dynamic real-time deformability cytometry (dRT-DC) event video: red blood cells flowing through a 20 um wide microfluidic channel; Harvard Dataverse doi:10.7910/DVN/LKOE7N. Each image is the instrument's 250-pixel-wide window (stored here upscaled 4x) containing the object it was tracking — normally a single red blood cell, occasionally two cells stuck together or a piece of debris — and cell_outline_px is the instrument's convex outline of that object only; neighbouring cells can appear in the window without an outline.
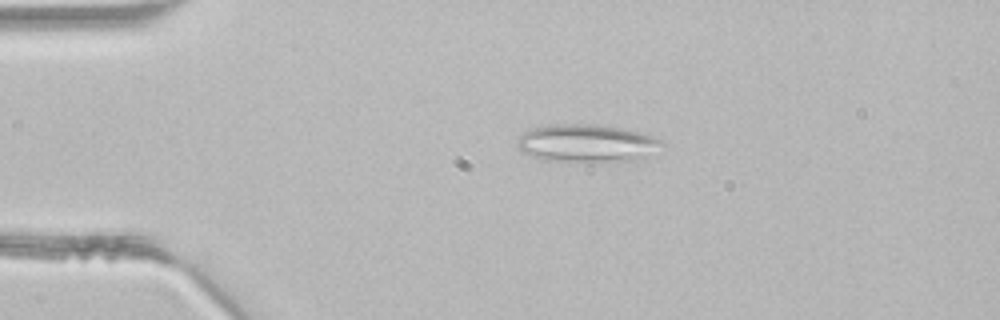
{"species": "common noctule bat (a hibernating species)", "species_latin": "Nyctalus noctula", "temperature_condition": "room temperature", "stored_images_in_passage": 2, "camera_frame_rate_fps": 3000, "um_per_image_px": 0.085, "animal": {"sex": "male", "body_mass_g": 21.5, "forearm_length_mm": 52.0}, "frame": {"image": 1, "passage_image": 1, "time_ms": 0.0, "image_size_px": [1000, 320], "cell_outline_px": [[664, 144], [640, 160], [588, 164], [548, 160], [524, 152], [516, 148], [516, 140], [524, 132], [532, 128], [556, 124], [600, 124], [640, 132], [652, 136], [660, 140]], "centroid_in_image_um": [49.88, 12.21], "position_along_channel_um": 35.1, "area_um2": 32.43}}